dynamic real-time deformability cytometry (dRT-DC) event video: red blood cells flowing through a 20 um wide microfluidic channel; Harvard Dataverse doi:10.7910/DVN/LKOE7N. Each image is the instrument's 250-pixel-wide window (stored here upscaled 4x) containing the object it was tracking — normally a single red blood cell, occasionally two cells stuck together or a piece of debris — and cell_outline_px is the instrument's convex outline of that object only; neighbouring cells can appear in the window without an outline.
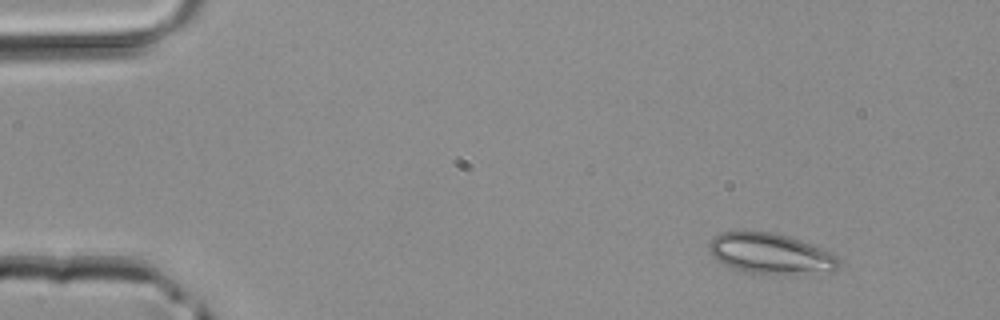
{"species": "common noctule bat (a hibernating species)", "species_latin": "Nyctalus noctula", "temperature_condition": "room temperature", "stored_images_in_passage": 3, "camera_frame_rate_fps": 3000, "um_per_image_px": 0.085, "animal": {"sex": "male", "body_mass_g": 20.4}, "frame": {"image": 1, "passage_image": 1, "time_ms": 0.0, "image_size_px": [1000, 320], "cell_outline_px": [[840, 264], [832, 272], [744, 272], [732, 268], [724, 264], [712, 256], [708, 252], [708, 244], [720, 232], [772, 232], [788, 236], [800, 240], [828, 252], [836, 256], [840, 260]], "centroid_in_image_um": [65.44, 21.54], "position_along_channel_um": 19.6, "area_um2": 29.71}}